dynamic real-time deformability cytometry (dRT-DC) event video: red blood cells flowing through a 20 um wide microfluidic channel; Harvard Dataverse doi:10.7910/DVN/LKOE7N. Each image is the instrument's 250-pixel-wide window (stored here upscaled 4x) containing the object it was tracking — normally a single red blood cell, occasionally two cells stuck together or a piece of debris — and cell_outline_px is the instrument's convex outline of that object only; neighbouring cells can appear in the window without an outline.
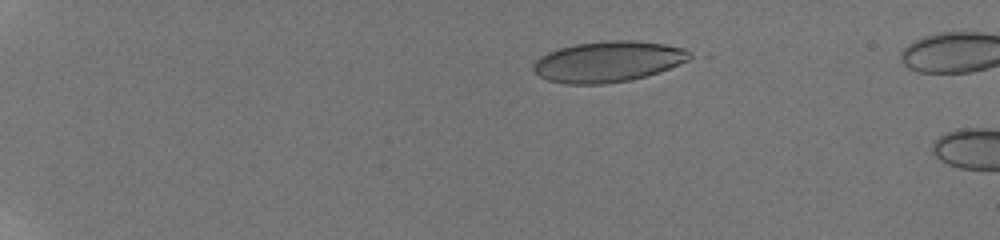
{"species": "human", "species_latin": "Homo sapiens", "temperature_condition": "room temperature", "stored_images_in_passage": 33, "camera_frame_rate_fps": 3000, "um_per_image_px": 0.085, "donor": {"sex": "male"}, "frame": {"image": 1, "passage_image": 21, "time_ms": 2.667, "image_size_px": [1000, 240], "cell_outline_px": [[696, 56], [680, 64], [660, 72], [628, 80], [604, 84], [564, 84], [548, 80], [540, 76], [532, 68], [532, 64], [540, 56], [548, 52], [560, 48], [576, 44], [608, 40], [632, 40], [664, 44], [684, 48], [692, 52]], "centroid_in_image_um": [51.71, 5.23], "position_along_channel_um": 33.3, "area_um2": 37.28}}